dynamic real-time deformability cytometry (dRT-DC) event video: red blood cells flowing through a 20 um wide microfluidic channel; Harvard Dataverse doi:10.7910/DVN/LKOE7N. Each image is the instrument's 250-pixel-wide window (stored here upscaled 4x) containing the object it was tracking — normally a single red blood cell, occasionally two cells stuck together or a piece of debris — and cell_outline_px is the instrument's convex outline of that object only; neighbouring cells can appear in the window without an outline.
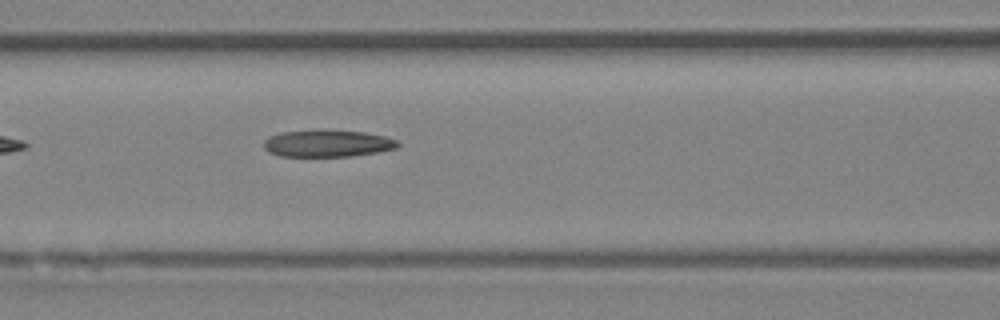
{"species": "Egyptian fruit bat (a non-hibernating species)", "species_latin": "Rousettus aegyptiacus", "temperature_condition": "room temperature", "stored_images_in_passage": 6, "segment_of_instrument_passage": [1, 2], "camera_frame_rate_fps": 3000, "um_per_image_px": 0.085, "animal": {"sex": "female"}, "frame": {"image": 1, "passage_image": 5, "time_ms": 4.667, "image_size_px": [1000, 320], "cell_outline_px": [[400, 144], [396, 148], [376, 152], [352, 156], [280, 156], [268, 152], [264, 148], [264, 140], [268, 136], [280, 132], [364, 132], [384, 136], [396, 140]], "centroid_in_image_um": [27.81, 12.22], "position_along_channel_um": 138.8, "area_um2": 20.29}}